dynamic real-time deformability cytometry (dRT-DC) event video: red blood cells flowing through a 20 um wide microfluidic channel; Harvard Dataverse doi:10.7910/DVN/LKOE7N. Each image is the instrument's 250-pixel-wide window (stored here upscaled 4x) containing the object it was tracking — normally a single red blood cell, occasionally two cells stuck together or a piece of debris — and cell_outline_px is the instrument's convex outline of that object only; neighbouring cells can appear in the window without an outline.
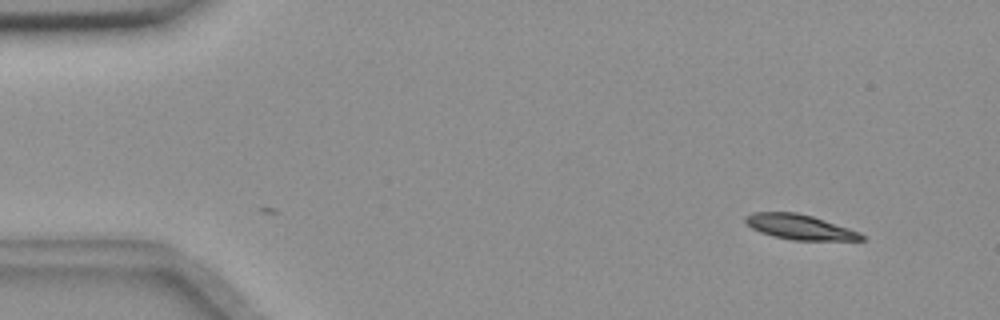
{"species": "common noctule bat (a hibernating species)", "species_latin": "Nyctalus noctula", "temperature_condition": "room temperature", "stored_images_in_passage": 52, "camera_frame_rate_fps": 3000, "um_per_image_px": 0.085, "animal": {"sex": "female", "body_mass_g": 18.4}, "frame": {"image": 1, "passage_image": 1, "time_ms": 0.0, "image_size_px": [1000, 320], "cell_outline_px": [[864, 240], [792, 240], [772, 236], [760, 232], [752, 228], [744, 220], [744, 216], [752, 212], [796, 212], [812, 216], [860, 232], [864, 236]], "centroid_in_image_um": [67.94, 19.29], "position_along_channel_um": 17.1, "area_um2": 16.82}}
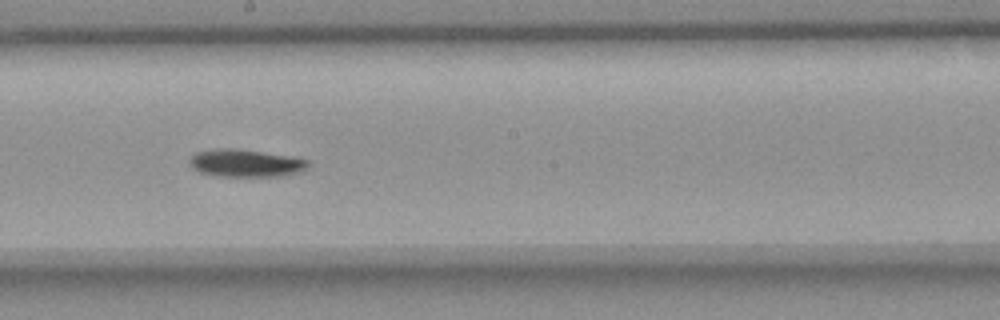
{"frame": {"image": 2, "passage_image": 27, "time_ms": 8.667, "image_size_px": [1000, 320], "cell_outline_px": [[308, 168], [300, 172], [280, 176], [216, 176], [200, 172], [192, 168], [188, 160], [196, 152], [216, 148], [232, 148], [288, 156], [308, 160]], "centroid_in_image_um": [20.84, 13.87], "position_along_channel_um": 227.4, "area_um2": 18.9}}
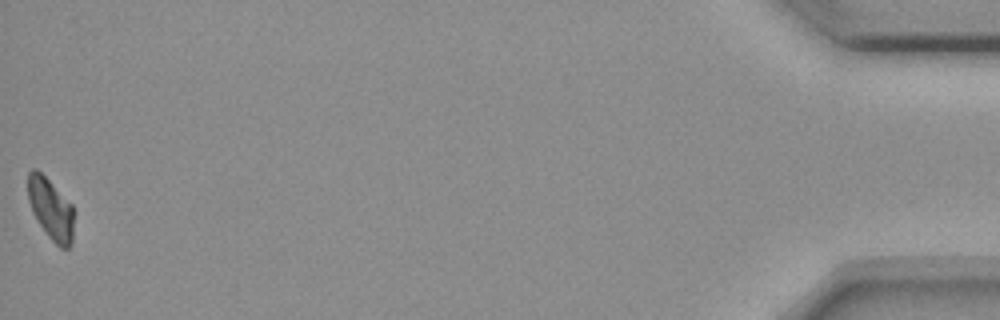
{"frame": {"image": 3, "passage_image": 52, "time_ms": 17.0, "image_size_px": [1000, 320], "cell_outline_px": [[72, 244], [68, 248], [60, 248], [48, 236], [36, 220], [32, 212], [28, 200], [28, 172], [32, 168], [36, 168], [72, 204]], "centroid_in_image_um": [4.28, 17.77], "position_along_channel_um": 430.9, "area_um2": 16.24}, "authors_computed_cell_mechanics": {"area_um2": 17.8602, "velocity_mm_per_s": 3.616, "shape_relaxation_time_tau1_ms": 2.4829, "shape_relaxation_time_tau2_ms": null, "deformation_change_tau1": 0.1392, "deformation_change_tau2": null}}